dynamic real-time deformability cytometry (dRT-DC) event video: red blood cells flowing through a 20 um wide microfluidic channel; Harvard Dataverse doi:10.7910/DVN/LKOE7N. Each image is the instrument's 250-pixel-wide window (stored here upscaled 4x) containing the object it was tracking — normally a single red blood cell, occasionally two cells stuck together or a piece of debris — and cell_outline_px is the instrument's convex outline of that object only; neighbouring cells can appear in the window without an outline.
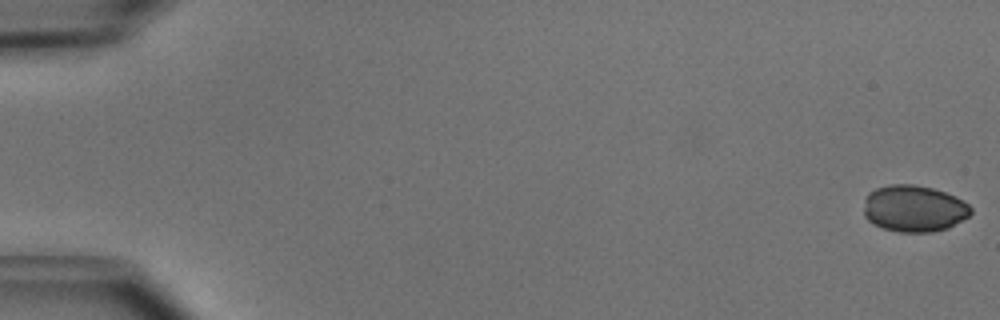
{"species": "common noctule bat (a hibernating species)", "species_latin": "Nyctalus noctula", "temperature_condition": "cold", "stored_images_in_passage": 51, "camera_frame_rate_fps": 3000, "um_per_image_px": 0.085, "animal": {"sex": "male", "body_mass_g": 15.6}, "frame": {"image": 1, "passage_image": 1, "time_ms": 0.0, "image_size_px": [1000, 320], "cell_outline_px": [[972, 212], [968, 216], [948, 228], [932, 232], [900, 232], [884, 228], [868, 220], [864, 216], [864, 200], [868, 192], [876, 188], [892, 184], [912, 184], [932, 188], [956, 196], [964, 200], [972, 208]], "centroid_in_image_um": [77.69, 17.72], "position_along_channel_um": 7.3, "area_um2": 29.13}}
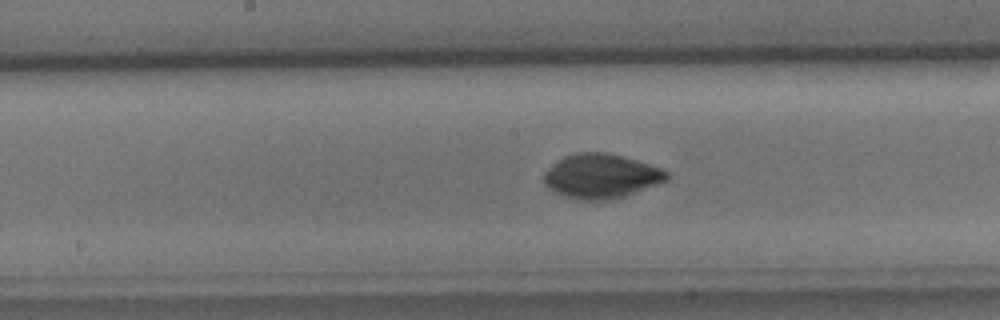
{"frame": {"image": 2, "passage_image": 27, "time_ms": 8.667, "image_size_px": [1000, 320], "cell_outline_px": [[668, 180], [624, 196], [612, 200], [576, 200], [564, 196], [548, 188], [544, 184], [544, 172], [548, 168], [564, 156], [576, 152], [604, 152], [624, 156], [664, 168], [668, 172]], "centroid_in_image_um": [51.1, 14.97], "position_along_channel_um": 197.1, "area_um2": 31.96}}
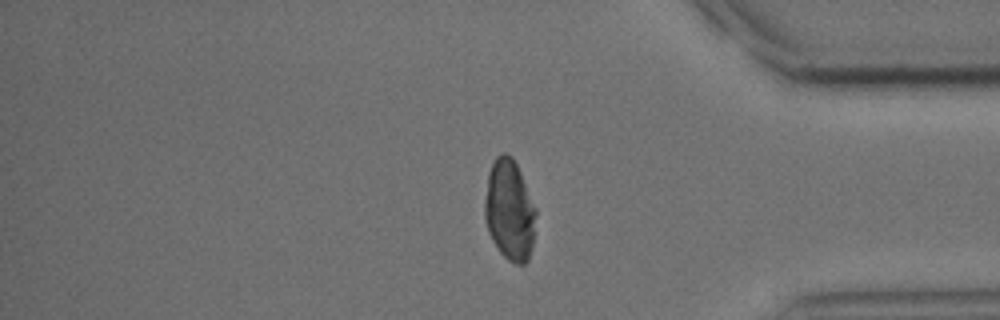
{"frame": {"image": 3, "passage_image": 43, "time_ms": 14.0, "image_size_px": [1000, 320], "cell_outline_px": [[536, 212], [532, 248], [528, 260], [524, 264], [516, 264], [508, 260], [500, 252], [492, 240], [488, 232], [484, 216], [484, 200], [488, 172], [496, 156], [500, 152], [504, 152], [512, 156], [520, 172], [536, 208]], "centroid_in_image_um": [43.29, 17.86], "position_along_channel_um": 391.9, "area_um2": 30.23}}